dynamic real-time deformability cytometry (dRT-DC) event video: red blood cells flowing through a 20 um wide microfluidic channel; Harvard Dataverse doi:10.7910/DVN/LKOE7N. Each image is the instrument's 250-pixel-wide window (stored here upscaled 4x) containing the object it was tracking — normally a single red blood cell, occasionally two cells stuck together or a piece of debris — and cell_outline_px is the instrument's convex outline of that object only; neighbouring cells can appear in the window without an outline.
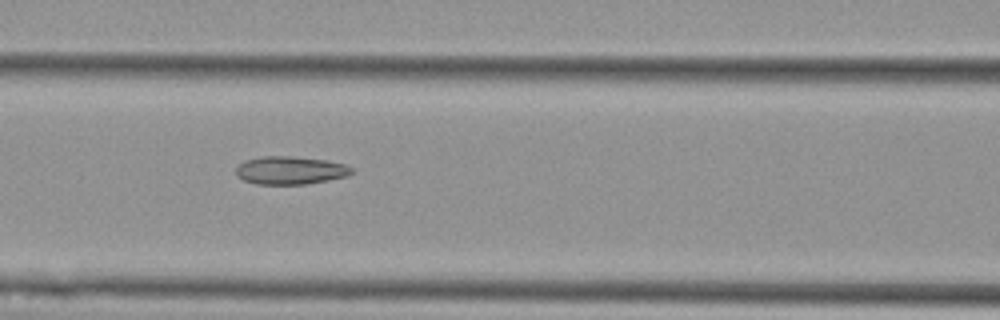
{"species": "Egyptian fruit bat (a non-hibernating species)", "species_latin": "Rousettus aegyptiacus", "temperature_condition": "cold", "stored_images_in_passage": 4, "camera_frame_rate_fps": 3000, "um_per_image_px": 0.085, "animal": {"sex": "female"}, "frame": {"image": 1, "passage_image": 4, "time_ms": 5.0, "image_size_px": [1000, 320], "cell_outline_px": [[352, 172], [348, 176], [308, 184], [256, 184], [244, 180], [236, 176], [236, 168], [244, 160], [260, 156], [288, 156], [324, 160], [344, 164], [352, 168]], "centroid_in_image_um": [24.64, 14.48], "position_along_channel_um": 142.0, "area_um2": 18.84}}